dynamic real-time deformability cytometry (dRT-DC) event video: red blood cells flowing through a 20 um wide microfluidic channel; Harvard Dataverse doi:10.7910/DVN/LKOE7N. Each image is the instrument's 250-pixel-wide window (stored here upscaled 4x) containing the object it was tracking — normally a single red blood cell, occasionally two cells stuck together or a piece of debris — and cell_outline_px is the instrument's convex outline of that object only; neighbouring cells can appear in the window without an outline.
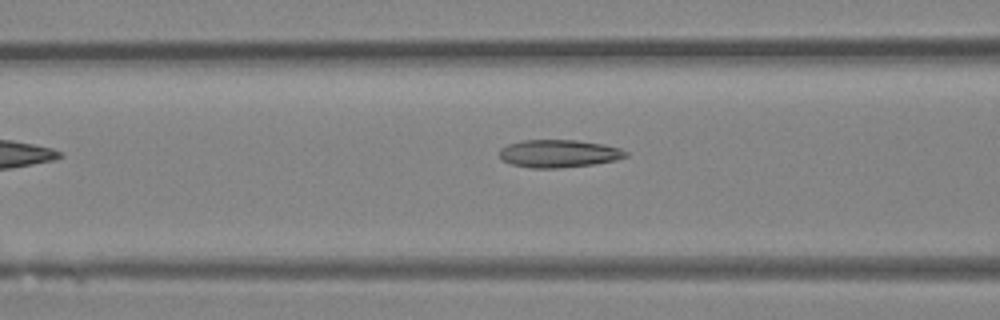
{"species": "Egyptian fruit bat (a non-hibernating species)", "species_latin": "Rousettus aegyptiacus", "temperature_condition": "room temperature", "stored_images_in_passage": 6, "segment_of_instrument_passage": [1, 2], "camera_frame_rate_fps": 3000, "um_per_image_px": 0.085, "animal": {"sex": "female"}, "frame": {"image": 1, "passage_image": 5, "time_ms": 1.333, "image_size_px": [1000, 320], "cell_outline_px": [[628, 156], [616, 160], [592, 164], [556, 168], [528, 168], [512, 164], [500, 160], [500, 148], [508, 144], [524, 140], [576, 140], [604, 144], [620, 148], [628, 152]], "centroid_in_image_um": [47.49, 13.05], "position_along_channel_um": 119.1, "area_um2": 20.46}}